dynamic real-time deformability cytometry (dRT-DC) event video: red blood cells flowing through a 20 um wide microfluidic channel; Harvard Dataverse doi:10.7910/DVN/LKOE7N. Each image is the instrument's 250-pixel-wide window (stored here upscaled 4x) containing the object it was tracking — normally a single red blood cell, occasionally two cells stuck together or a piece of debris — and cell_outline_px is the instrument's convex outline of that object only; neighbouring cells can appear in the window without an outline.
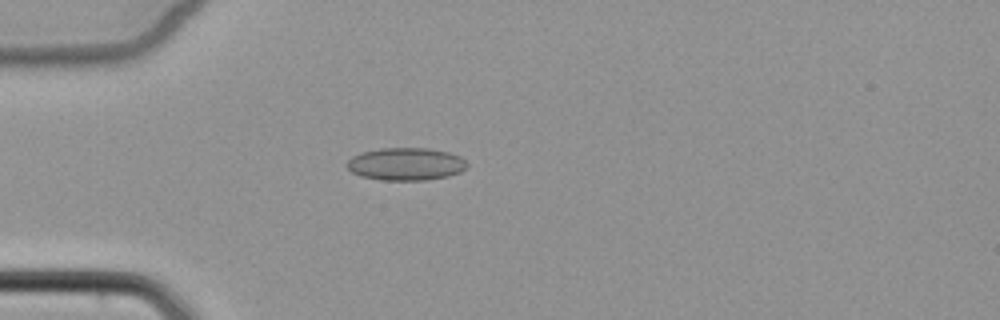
{"species": "common noctule bat (a hibernating species)", "species_latin": "Nyctalus noctula", "temperature_condition": "cold", "stored_images_in_passage": 4, "camera_frame_rate_fps": 3000, "um_per_image_px": 0.085, "animal": {"sex": "female", "body_mass_g": 22.7, "forearm_length_mm": 54.2}, "frame": {"image": 1, "passage_image": 3, "time_ms": 2.667, "image_size_px": [1000, 320], "cell_outline_px": [[468, 164], [460, 172], [448, 176], [424, 180], [380, 180], [360, 176], [352, 172], [348, 168], [348, 160], [352, 156], [364, 152], [380, 148], [428, 148], [448, 152], [460, 156]], "centroid_in_image_um": [34.5, 13.94], "position_along_channel_um": 50.5, "area_um2": 22.72}}